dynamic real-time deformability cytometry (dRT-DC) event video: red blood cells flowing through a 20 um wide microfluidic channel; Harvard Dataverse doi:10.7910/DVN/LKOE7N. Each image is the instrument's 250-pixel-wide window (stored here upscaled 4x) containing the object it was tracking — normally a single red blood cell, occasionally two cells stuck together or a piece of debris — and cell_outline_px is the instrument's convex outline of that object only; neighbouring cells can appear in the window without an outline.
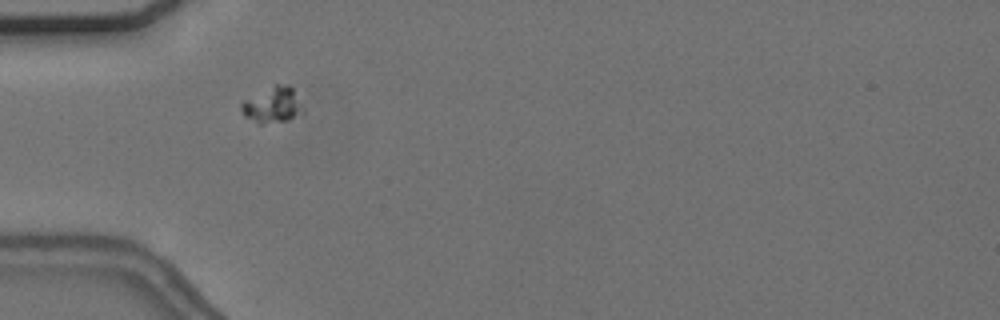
{"species": "common noctule bat (a hibernating species)", "species_latin": "Nyctalus noctula", "temperature_condition": "cold", "stored_images_in_passage": 34, "camera_frame_rate_fps": 3000, "um_per_image_px": 0.085, "animal": {"sex": "female", "body_mass_g": 24.6, "forearm_length_mm": 56.2}, "frame": {"image": 1, "passage_image": 1, "time_ms": 0.0, "image_size_px": [1000, 320], "cell_outline_px": [[304, 112], [288, 120], [260, 124], [244, 116], [240, 108], [240, 104], [244, 100], [276, 84], [288, 84], [292, 88], [304, 108]], "centroid_in_image_um": [23.17, 8.93], "position_along_channel_um": 61.8, "area_um2": 12.72}}
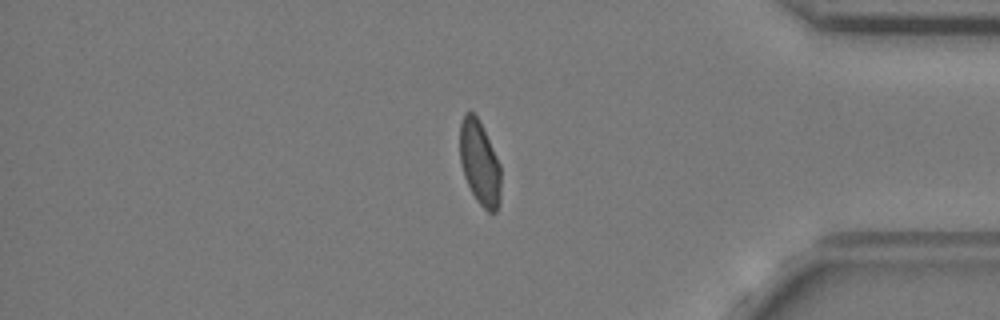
{"frame": {"image": 2, "passage_image": 29, "time_ms": 9.333, "image_size_px": [1000, 320], "cell_outline_px": [[500, 200], [496, 212], [488, 212], [476, 200], [464, 176], [460, 164], [460, 124], [464, 112], [472, 112], [480, 120], [500, 164]], "centroid_in_image_um": [40.76, 13.83], "position_along_channel_um": 394.4, "area_um2": 20.17}}